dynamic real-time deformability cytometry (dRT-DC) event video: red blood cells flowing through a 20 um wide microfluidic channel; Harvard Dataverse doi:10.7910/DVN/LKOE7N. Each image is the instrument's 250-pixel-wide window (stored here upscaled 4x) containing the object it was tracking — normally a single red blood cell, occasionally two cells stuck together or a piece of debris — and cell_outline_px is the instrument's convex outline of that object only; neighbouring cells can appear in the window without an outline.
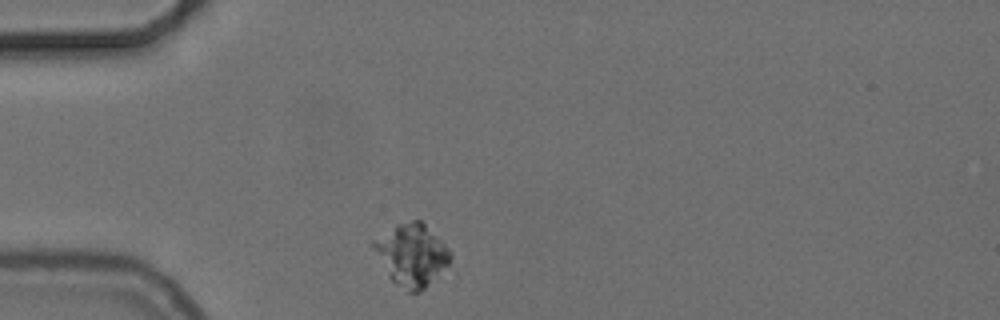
{"species": "common noctule bat (a hibernating species)", "species_latin": "Nyctalus noctula", "temperature_condition": "cold", "stored_images_in_passage": 43, "camera_frame_rate_fps": 3000, "um_per_image_px": 0.085, "animal": {"sex": "female", "body_mass_g": 24.6, "forearm_length_mm": 56.2}, "frame": {"image": 1, "passage_image": 1, "time_ms": 0.0, "image_size_px": [1000, 320], "cell_outline_px": [[452, 260], [420, 292], [408, 292], [396, 284], [388, 276], [372, 248], [372, 240], [396, 224], [412, 220], [420, 220], [452, 252]], "centroid_in_image_um": [34.97, 21.66], "position_along_channel_um": 50.0, "area_um2": 27.4}}
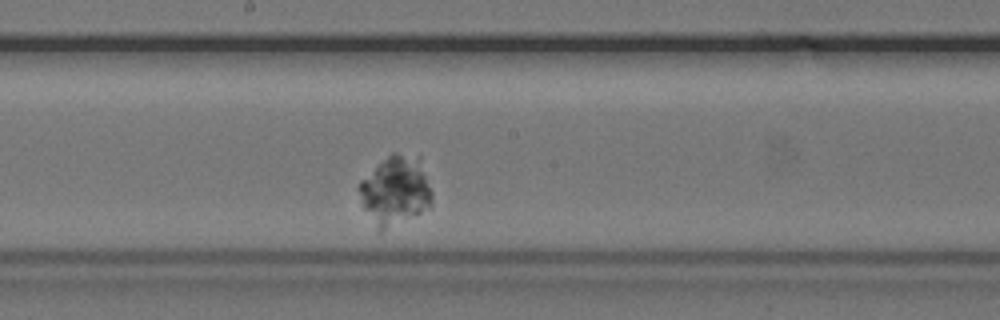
{"frame": {"image": 2, "passage_image": 17, "time_ms": 5.333, "image_size_px": [1000, 320], "cell_outline_px": [[432, 208], [380, 232], [376, 232], [364, 208], [360, 192], [360, 180], [392, 152], [396, 152], [420, 156], [432, 192]], "centroid_in_image_um": [33.64, 16.22], "position_along_channel_um": 214.6, "area_um2": 29.65}}
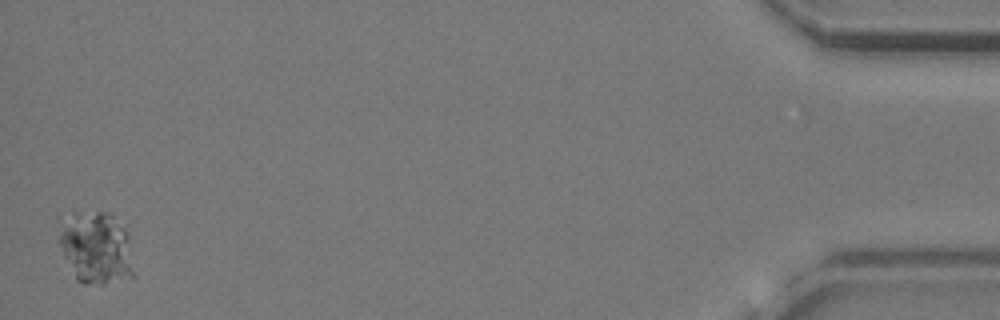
{"frame": {"image": 3, "passage_image": 43, "time_ms": 14.0, "image_size_px": [1000, 320], "cell_outline_px": [[136, 276], [104, 284], [84, 284], [76, 280], [64, 256], [60, 244], [60, 236], [64, 216], [72, 212], [108, 212], [124, 228], [128, 236]], "centroid_in_image_um": [8.19, 21.08], "position_along_channel_um": 427.0, "area_um2": 31.56}}